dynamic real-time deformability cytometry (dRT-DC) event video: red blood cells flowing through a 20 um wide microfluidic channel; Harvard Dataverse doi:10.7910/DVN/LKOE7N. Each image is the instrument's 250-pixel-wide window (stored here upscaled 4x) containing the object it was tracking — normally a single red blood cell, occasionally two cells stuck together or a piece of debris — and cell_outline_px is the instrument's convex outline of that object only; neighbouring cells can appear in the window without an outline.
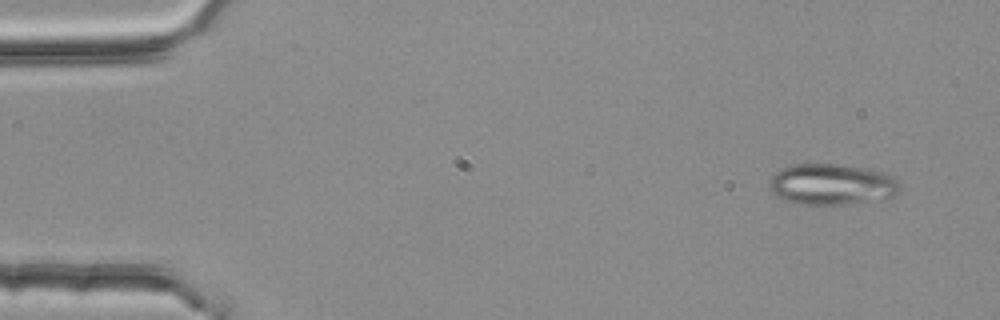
{"species": "common noctule bat (a hibernating species)", "species_latin": "Nyctalus noctula", "temperature_condition": "room temperature", "stored_images_in_passage": 3, "camera_frame_rate_fps": 3000, "um_per_image_px": 0.085, "animal": {"sex": "female", "body_mass_g": 25.1}, "frame": {"image": 1, "passage_image": 1, "time_ms": 0.0, "image_size_px": [1000, 320], "cell_outline_px": [[900, 188], [892, 196], [844, 204], [804, 204], [784, 200], [772, 192], [768, 184], [772, 176], [776, 172], [784, 168], [796, 164], [836, 164], [884, 172], [892, 176], [900, 184]], "centroid_in_image_um": [70.66, 15.66], "position_along_channel_um": 14.3, "area_um2": 30.46}}